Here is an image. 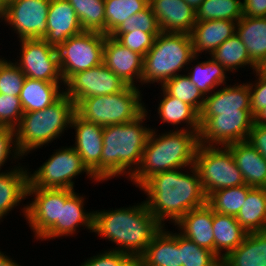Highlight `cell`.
<instances>
[{"label": "cell", "instance_id": "1", "mask_svg": "<svg viewBox=\"0 0 266 266\" xmlns=\"http://www.w3.org/2000/svg\"><path fill=\"white\" fill-rule=\"evenodd\" d=\"M139 190L150 213L162 226L175 224L192 209L207 204L199 174L194 166L157 173L147 179ZM166 224V225H165Z\"/></svg>", "mask_w": 266, "mask_h": 266}, {"label": "cell", "instance_id": "2", "mask_svg": "<svg viewBox=\"0 0 266 266\" xmlns=\"http://www.w3.org/2000/svg\"><path fill=\"white\" fill-rule=\"evenodd\" d=\"M161 228L144 201L128 207L93 209L92 233L114 244L110 250L126 253L132 258L144 253Z\"/></svg>", "mask_w": 266, "mask_h": 266}, {"label": "cell", "instance_id": "3", "mask_svg": "<svg viewBox=\"0 0 266 266\" xmlns=\"http://www.w3.org/2000/svg\"><path fill=\"white\" fill-rule=\"evenodd\" d=\"M135 120L104 126L101 153V183L110 179L130 176L139 167L143 150L153 127L145 124L150 120L149 108ZM148 110V111H147ZM149 114V115H148Z\"/></svg>", "mask_w": 266, "mask_h": 266}, {"label": "cell", "instance_id": "4", "mask_svg": "<svg viewBox=\"0 0 266 266\" xmlns=\"http://www.w3.org/2000/svg\"><path fill=\"white\" fill-rule=\"evenodd\" d=\"M158 131L152 128L140 165L128 180L137 188L157 173L194 166L199 132Z\"/></svg>", "mask_w": 266, "mask_h": 266}, {"label": "cell", "instance_id": "5", "mask_svg": "<svg viewBox=\"0 0 266 266\" xmlns=\"http://www.w3.org/2000/svg\"><path fill=\"white\" fill-rule=\"evenodd\" d=\"M76 113L75 102L65 93L52 105L39 111L24 112L15 130V143L19 154L25 159L62 138L71 127Z\"/></svg>", "mask_w": 266, "mask_h": 266}, {"label": "cell", "instance_id": "6", "mask_svg": "<svg viewBox=\"0 0 266 266\" xmlns=\"http://www.w3.org/2000/svg\"><path fill=\"white\" fill-rule=\"evenodd\" d=\"M194 56L190 35L160 32L144 56L141 86L157 84L159 88L167 80L182 74L183 70L185 73Z\"/></svg>", "mask_w": 266, "mask_h": 266}, {"label": "cell", "instance_id": "7", "mask_svg": "<svg viewBox=\"0 0 266 266\" xmlns=\"http://www.w3.org/2000/svg\"><path fill=\"white\" fill-rule=\"evenodd\" d=\"M140 89L127 86L114 94L84 98L76 105V113L103 127L131 122L146 111L143 90Z\"/></svg>", "mask_w": 266, "mask_h": 266}, {"label": "cell", "instance_id": "8", "mask_svg": "<svg viewBox=\"0 0 266 266\" xmlns=\"http://www.w3.org/2000/svg\"><path fill=\"white\" fill-rule=\"evenodd\" d=\"M52 153L36 170L33 169V172L28 168V188L74 190L75 180L82 174H86L91 183H99L72 145L61 146Z\"/></svg>", "mask_w": 266, "mask_h": 266}, {"label": "cell", "instance_id": "9", "mask_svg": "<svg viewBox=\"0 0 266 266\" xmlns=\"http://www.w3.org/2000/svg\"><path fill=\"white\" fill-rule=\"evenodd\" d=\"M194 167L207 197L216 190L245 185L242 173L226 146L198 145Z\"/></svg>", "mask_w": 266, "mask_h": 266}, {"label": "cell", "instance_id": "10", "mask_svg": "<svg viewBox=\"0 0 266 266\" xmlns=\"http://www.w3.org/2000/svg\"><path fill=\"white\" fill-rule=\"evenodd\" d=\"M105 38L106 35L102 33L83 31L57 47L59 67L64 82L77 72L103 63Z\"/></svg>", "mask_w": 266, "mask_h": 266}, {"label": "cell", "instance_id": "11", "mask_svg": "<svg viewBox=\"0 0 266 266\" xmlns=\"http://www.w3.org/2000/svg\"><path fill=\"white\" fill-rule=\"evenodd\" d=\"M199 145L226 146L247 141L254 123L251 110L219 112L212 117H199Z\"/></svg>", "mask_w": 266, "mask_h": 266}, {"label": "cell", "instance_id": "12", "mask_svg": "<svg viewBox=\"0 0 266 266\" xmlns=\"http://www.w3.org/2000/svg\"><path fill=\"white\" fill-rule=\"evenodd\" d=\"M16 59H11L25 77L46 82H64L58 60L57 47L43 38L21 39ZM17 60V61H16Z\"/></svg>", "mask_w": 266, "mask_h": 266}, {"label": "cell", "instance_id": "13", "mask_svg": "<svg viewBox=\"0 0 266 266\" xmlns=\"http://www.w3.org/2000/svg\"><path fill=\"white\" fill-rule=\"evenodd\" d=\"M77 189L28 188L25 220L36 241L57 221L60 220L61 203ZM30 196V197H29Z\"/></svg>", "mask_w": 266, "mask_h": 266}, {"label": "cell", "instance_id": "14", "mask_svg": "<svg viewBox=\"0 0 266 266\" xmlns=\"http://www.w3.org/2000/svg\"><path fill=\"white\" fill-rule=\"evenodd\" d=\"M50 0H10L6 3L5 26L18 40L44 38Z\"/></svg>", "mask_w": 266, "mask_h": 266}, {"label": "cell", "instance_id": "15", "mask_svg": "<svg viewBox=\"0 0 266 266\" xmlns=\"http://www.w3.org/2000/svg\"><path fill=\"white\" fill-rule=\"evenodd\" d=\"M127 86L104 63H101L72 75L65 82L64 93L77 105L84 98L114 94Z\"/></svg>", "mask_w": 266, "mask_h": 266}, {"label": "cell", "instance_id": "16", "mask_svg": "<svg viewBox=\"0 0 266 266\" xmlns=\"http://www.w3.org/2000/svg\"><path fill=\"white\" fill-rule=\"evenodd\" d=\"M85 194L74 192L61 203L60 220H57L37 241H50L61 237H73L81 229L93 231V211H87Z\"/></svg>", "mask_w": 266, "mask_h": 266}, {"label": "cell", "instance_id": "17", "mask_svg": "<svg viewBox=\"0 0 266 266\" xmlns=\"http://www.w3.org/2000/svg\"><path fill=\"white\" fill-rule=\"evenodd\" d=\"M70 129H74V144L88 170L101 183V153L103 149V129L101 125L89 122L74 114Z\"/></svg>", "mask_w": 266, "mask_h": 266}, {"label": "cell", "instance_id": "18", "mask_svg": "<svg viewBox=\"0 0 266 266\" xmlns=\"http://www.w3.org/2000/svg\"><path fill=\"white\" fill-rule=\"evenodd\" d=\"M144 57L106 35L103 63L128 86L140 88ZM139 83V84H138Z\"/></svg>", "mask_w": 266, "mask_h": 266}, {"label": "cell", "instance_id": "19", "mask_svg": "<svg viewBox=\"0 0 266 266\" xmlns=\"http://www.w3.org/2000/svg\"><path fill=\"white\" fill-rule=\"evenodd\" d=\"M22 164L25 163H19L15 167L10 165L5 171L0 172V223L21 204L23 208L20 206L19 215H23L24 219L26 217L27 204H23V202L27 199L29 164L26 166Z\"/></svg>", "mask_w": 266, "mask_h": 266}, {"label": "cell", "instance_id": "20", "mask_svg": "<svg viewBox=\"0 0 266 266\" xmlns=\"http://www.w3.org/2000/svg\"><path fill=\"white\" fill-rule=\"evenodd\" d=\"M161 32L190 35L196 23V11L184 0H150Z\"/></svg>", "mask_w": 266, "mask_h": 266}, {"label": "cell", "instance_id": "21", "mask_svg": "<svg viewBox=\"0 0 266 266\" xmlns=\"http://www.w3.org/2000/svg\"><path fill=\"white\" fill-rule=\"evenodd\" d=\"M237 82L234 85L224 84L205 96L199 117H212L219 115V112L251 110L249 84Z\"/></svg>", "mask_w": 266, "mask_h": 266}, {"label": "cell", "instance_id": "22", "mask_svg": "<svg viewBox=\"0 0 266 266\" xmlns=\"http://www.w3.org/2000/svg\"><path fill=\"white\" fill-rule=\"evenodd\" d=\"M76 12L67 0H50L47 14V33L44 40L55 47L68 38L82 33Z\"/></svg>", "mask_w": 266, "mask_h": 266}, {"label": "cell", "instance_id": "23", "mask_svg": "<svg viewBox=\"0 0 266 266\" xmlns=\"http://www.w3.org/2000/svg\"><path fill=\"white\" fill-rule=\"evenodd\" d=\"M236 25L235 21L220 19L196 22L190 33L194 54L209 56L219 45L236 34Z\"/></svg>", "mask_w": 266, "mask_h": 266}, {"label": "cell", "instance_id": "24", "mask_svg": "<svg viewBox=\"0 0 266 266\" xmlns=\"http://www.w3.org/2000/svg\"><path fill=\"white\" fill-rule=\"evenodd\" d=\"M160 88L162 92H159L161 95L158 96L159 102L156 111L159 116H157V120L160 119L158 120L160 124L174 126L172 127L173 130L199 132V113L189 104L170 96L162 87Z\"/></svg>", "mask_w": 266, "mask_h": 266}, {"label": "cell", "instance_id": "25", "mask_svg": "<svg viewBox=\"0 0 266 266\" xmlns=\"http://www.w3.org/2000/svg\"><path fill=\"white\" fill-rule=\"evenodd\" d=\"M213 209L208 205L192 209L182 216L173 226L177 231L194 241L198 246L214 253Z\"/></svg>", "mask_w": 266, "mask_h": 266}, {"label": "cell", "instance_id": "26", "mask_svg": "<svg viewBox=\"0 0 266 266\" xmlns=\"http://www.w3.org/2000/svg\"><path fill=\"white\" fill-rule=\"evenodd\" d=\"M162 227L140 258L150 266H182L181 234Z\"/></svg>", "mask_w": 266, "mask_h": 266}, {"label": "cell", "instance_id": "27", "mask_svg": "<svg viewBox=\"0 0 266 266\" xmlns=\"http://www.w3.org/2000/svg\"><path fill=\"white\" fill-rule=\"evenodd\" d=\"M242 173L245 184L266 188V159L247 141L226 145Z\"/></svg>", "mask_w": 266, "mask_h": 266}, {"label": "cell", "instance_id": "28", "mask_svg": "<svg viewBox=\"0 0 266 266\" xmlns=\"http://www.w3.org/2000/svg\"><path fill=\"white\" fill-rule=\"evenodd\" d=\"M63 85L65 82H46L26 77L19 95L23 111H39L52 105L64 94Z\"/></svg>", "mask_w": 266, "mask_h": 266}, {"label": "cell", "instance_id": "29", "mask_svg": "<svg viewBox=\"0 0 266 266\" xmlns=\"http://www.w3.org/2000/svg\"><path fill=\"white\" fill-rule=\"evenodd\" d=\"M200 58L202 57L195 55L190 60L186 73L199 91L204 96H207L215 89L227 84L228 80H231V78L228 76L229 72L220 63L214 61L210 56H208L204 61H199Z\"/></svg>", "mask_w": 266, "mask_h": 266}, {"label": "cell", "instance_id": "30", "mask_svg": "<svg viewBox=\"0 0 266 266\" xmlns=\"http://www.w3.org/2000/svg\"><path fill=\"white\" fill-rule=\"evenodd\" d=\"M214 254L224 259L244 240L247 231L238 223L235 216L213 211Z\"/></svg>", "mask_w": 266, "mask_h": 266}, {"label": "cell", "instance_id": "31", "mask_svg": "<svg viewBox=\"0 0 266 266\" xmlns=\"http://www.w3.org/2000/svg\"><path fill=\"white\" fill-rule=\"evenodd\" d=\"M221 266H266V230L247 233L243 242L221 260Z\"/></svg>", "mask_w": 266, "mask_h": 266}, {"label": "cell", "instance_id": "32", "mask_svg": "<svg viewBox=\"0 0 266 266\" xmlns=\"http://www.w3.org/2000/svg\"><path fill=\"white\" fill-rule=\"evenodd\" d=\"M236 35L246 46L251 61L258 67L266 58V17L243 16L237 22Z\"/></svg>", "mask_w": 266, "mask_h": 266}, {"label": "cell", "instance_id": "33", "mask_svg": "<svg viewBox=\"0 0 266 266\" xmlns=\"http://www.w3.org/2000/svg\"><path fill=\"white\" fill-rule=\"evenodd\" d=\"M210 57L220 63L229 74L238 72L240 68L245 70L246 67L249 71L253 70L252 72L257 70V66L250 59L246 46L236 34L219 45L210 54Z\"/></svg>", "mask_w": 266, "mask_h": 266}, {"label": "cell", "instance_id": "34", "mask_svg": "<svg viewBox=\"0 0 266 266\" xmlns=\"http://www.w3.org/2000/svg\"><path fill=\"white\" fill-rule=\"evenodd\" d=\"M236 219L248 233L266 230V188L248 192Z\"/></svg>", "mask_w": 266, "mask_h": 266}, {"label": "cell", "instance_id": "35", "mask_svg": "<svg viewBox=\"0 0 266 266\" xmlns=\"http://www.w3.org/2000/svg\"><path fill=\"white\" fill-rule=\"evenodd\" d=\"M251 189L252 187L245 184L216 190L207 197V204L214 212L236 217Z\"/></svg>", "mask_w": 266, "mask_h": 266}, {"label": "cell", "instance_id": "36", "mask_svg": "<svg viewBox=\"0 0 266 266\" xmlns=\"http://www.w3.org/2000/svg\"><path fill=\"white\" fill-rule=\"evenodd\" d=\"M83 31L105 34V0H67Z\"/></svg>", "mask_w": 266, "mask_h": 266}, {"label": "cell", "instance_id": "37", "mask_svg": "<svg viewBox=\"0 0 266 266\" xmlns=\"http://www.w3.org/2000/svg\"><path fill=\"white\" fill-rule=\"evenodd\" d=\"M242 17V0H204L196 10V22L219 19L238 22Z\"/></svg>", "mask_w": 266, "mask_h": 266}, {"label": "cell", "instance_id": "38", "mask_svg": "<svg viewBox=\"0 0 266 266\" xmlns=\"http://www.w3.org/2000/svg\"><path fill=\"white\" fill-rule=\"evenodd\" d=\"M148 5L147 0H105V35H110L127 18Z\"/></svg>", "mask_w": 266, "mask_h": 266}, {"label": "cell", "instance_id": "39", "mask_svg": "<svg viewBox=\"0 0 266 266\" xmlns=\"http://www.w3.org/2000/svg\"><path fill=\"white\" fill-rule=\"evenodd\" d=\"M170 96L176 97L179 100L192 106L198 113L201 112L205 96L191 82L188 75L185 73L176 75L167 80L161 86Z\"/></svg>", "mask_w": 266, "mask_h": 266}, {"label": "cell", "instance_id": "40", "mask_svg": "<svg viewBox=\"0 0 266 266\" xmlns=\"http://www.w3.org/2000/svg\"><path fill=\"white\" fill-rule=\"evenodd\" d=\"M136 30L146 33L161 32L156 16L149 5L144 10L127 18L109 36L117 39L122 33Z\"/></svg>", "mask_w": 266, "mask_h": 266}, {"label": "cell", "instance_id": "41", "mask_svg": "<svg viewBox=\"0 0 266 266\" xmlns=\"http://www.w3.org/2000/svg\"><path fill=\"white\" fill-rule=\"evenodd\" d=\"M182 266H221V260L210 250L181 235Z\"/></svg>", "mask_w": 266, "mask_h": 266}, {"label": "cell", "instance_id": "42", "mask_svg": "<svg viewBox=\"0 0 266 266\" xmlns=\"http://www.w3.org/2000/svg\"><path fill=\"white\" fill-rule=\"evenodd\" d=\"M6 59L0 56V93L19 96L26 77L14 62Z\"/></svg>", "mask_w": 266, "mask_h": 266}, {"label": "cell", "instance_id": "43", "mask_svg": "<svg viewBox=\"0 0 266 266\" xmlns=\"http://www.w3.org/2000/svg\"><path fill=\"white\" fill-rule=\"evenodd\" d=\"M23 113L19 96L0 93V126L15 129Z\"/></svg>", "mask_w": 266, "mask_h": 266}, {"label": "cell", "instance_id": "44", "mask_svg": "<svg viewBox=\"0 0 266 266\" xmlns=\"http://www.w3.org/2000/svg\"><path fill=\"white\" fill-rule=\"evenodd\" d=\"M159 33H146L141 30L122 33L116 40L143 57L153 47Z\"/></svg>", "mask_w": 266, "mask_h": 266}, {"label": "cell", "instance_id": "45", "mask_svg": "<svg viewBox=\"0 0 266 266\" xmlns=\"http://www.w3.org/2000/svg\"><path fill=\"white\" fill-rule=\"evenodd\" d=\"M22 159L24 158L19 154L15 143V130L0 126V172L5 171L2 170V167L7 166V162L11 161L13 167H15L19 165L20 162L18 161Z\"/></svg>", "mask_w": 266, "mask_h": 266}, {"label": "cell", "instance_id": "46", "mask_svg": "<svg viewBox=\"0 0 266 266\" xmlns=\"http://www.w3.org/2000/svg\"><path fill=\"white\" fill-rule=\"evenodd\" d=\"M131 260L130 255L108 248L87 259L85 258L79 266H130Z\"/></svg>", "mask_w": 266, "mask_h": 266}, {"label": "cell", "instance_id": "47", "mask_svg": "<svg viewBox=\"0 0 266 266\" xmlns=\"http://www.w3.org/2000/svg\"><path fill=\"white\" fill-rule=\"evenodd\" d=\"M254 81H248L250 88L251 111L255 117L266 107V76L255 70Z\"/></svg>", "mask_w": 266, "mask_h": 266}, {"label": "cell", "instance_id": "48", "mask_svg": "<svg viewBox=\"0 0 266 266\" xmlns=\"http://www.w3.org/2000/svg\"><path fill=\"white\" fill-rule=\"evenodd\" d=\"M247 142L266 159V125L253 123Z\"/></svg>", "mask_w": 266, "mask_h": 266}, {"label": "cell", "instance_id": "49", "mask_svg": "<svg viewBox=\"0 0 266 266\" xmlns=\"http://www.w3.org/2000/svg\"><path fill=\"white\" fill-rule=\"evenodd\" d=\"M243 16L266 17V0H242Z\"/></svg>", "mask_w": 266, "mask_h": 266}, {"label": "cell", "instance_id": "50", "mask_svg": "<svg viewBox=\"0 0 266 266\" xmlns=\"http://www.w3.org/2000/svg\"><path fill=\"white\" fill-rule=\"evenodd\" d=\"M7 252H2L0 249V266H22L20 262L13 259L10 255L6 254Z\"/></svg>", "mask_w": 266, "mask_h": 266}, {"label": "cell", "instance_id": "51", "mask_svg": "<svg viewBox=\"0 0 266 266\" xmlns=\"http://www.w3.org/2000/svg\"><path fill=\"white\" fill-rule=\"evenodd\" d=\"M254 123L266 125V107H264L255 117Z\"/></svg>", "mask_w": 266, "mask_h": 266}, {"label": "cell", "instance_id": "52", "mask_svg": "<svg viewBox=\"0 0 266 266\" xmlns=\"http://www.w3.org/2000/svg\"><path fill=\"white\" fill-rule=\"evenodd\" d=\"M130 266H150V265H148L140 257H133Z\"/></svg>", "mask_w": 266, "mask_h": 266}, {"label": "cell", "instance_id": "53", "mask_svg": "<svg viewBox=\"0 0 266 266\" xmlns=\"http://www.w3.org/2000/svg\"><path fill=\"white\" fill-rule=\"evenodd\" d=\"M5 9H6V3L3 0H0V23L5 20Z\"/></svg>", "mask_w": 266, "mask_h": 266}, {"label": "cell", "instance_id": "54", "mask_svg": "<svg viewBox=\"0 0 266 266\" xmlns=\"http://www.w3.org/2000/svg\"><path fill=\"white\" fill-rule=\"evenodd\" d=\"M186 3H188L195 11L199 8L200 4L204 0H184Z\"/></svg>", "mask_w": 266, "mask_h": 266}, {"label": "cell", "instance_id": "55", "mask_svg": "<svg viewBox=\"0 0 266 266\" xmlns=\"http://www.w3.org/2000/svg\"><path fill=\"white\" fill-rule=\"evenodd\" d=\"M257 71L266 76V58L262 61V63L257 67Z\"/></svg>", "mask_w": 266, "mask_h": 266}]
</instances>
